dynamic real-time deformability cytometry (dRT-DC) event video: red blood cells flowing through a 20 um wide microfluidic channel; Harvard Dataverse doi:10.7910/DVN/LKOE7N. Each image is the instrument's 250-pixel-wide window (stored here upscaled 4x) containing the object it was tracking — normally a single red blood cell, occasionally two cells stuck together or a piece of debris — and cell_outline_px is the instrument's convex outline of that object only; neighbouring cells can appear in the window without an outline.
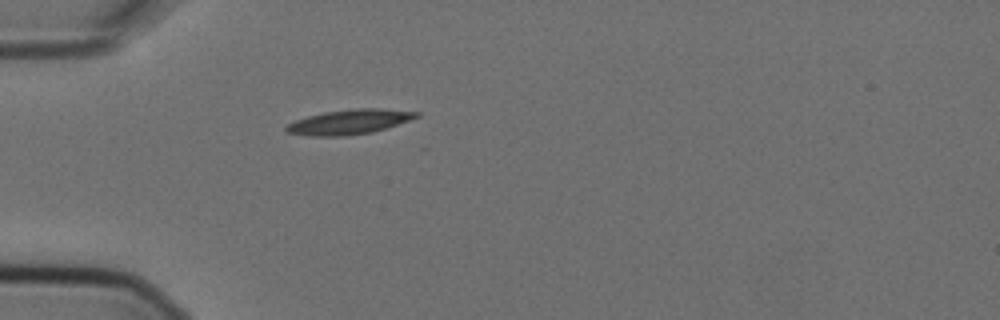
{"species": "Egyptian fruit bat (a non-hibernating species)", "species_latin": "Rousettus aegyptiacus", "temperature_condition": "cold", "stored_images_in_passage": 3, "camera_frame_rate_fps": 3000, "um_per_image_px": 0.085, "animal": {"sex": "female"}, "frame": {"image": 1, "passage_image": 3, "time_ms": 0.667, "image_size_px": [1000, 320], "cell_outline_px": [[420, 116], [372, 132], [344, 136], [308, 136], [284, 132], [284, 128], [288, 124], [296, 120], [308, 116], [324, 112], [356, 108], [376, 108], [420, 112]], "centroid_in_image_um": [29.64, 10.36], "position_along_channel_um": 55.4, "area_um2": 18.61}}